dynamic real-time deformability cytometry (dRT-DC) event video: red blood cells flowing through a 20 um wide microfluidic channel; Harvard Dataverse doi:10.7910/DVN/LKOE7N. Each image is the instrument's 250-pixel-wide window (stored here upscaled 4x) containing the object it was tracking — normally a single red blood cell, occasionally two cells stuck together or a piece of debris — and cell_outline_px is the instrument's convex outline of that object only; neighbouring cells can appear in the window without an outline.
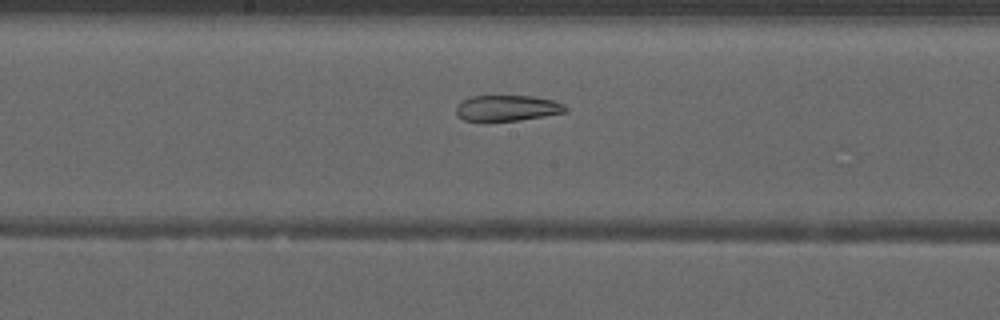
{"species": "common noctule bat (a hibernating species)", "species_latin": "Nyctalus noctula", "temperature_condition": "warm", "stored_images_in_passage": 52, "segment_of_instrument_passage": [2, 2], "camera_frame_rate_fps": 3000, "um_per_image_px": 0.085, "animal": {"sex": "male", "forearm_length_mm": 52.5}, "frame": {"image": 1, "passage_image": 28, "time_ms": 9.0, "image_size_px": [1000, 320], "cell_outline_px": [[568, 112], [520, 120], [464, 120], [456, 116], [456, 104], [472, 96], [532, 96], [552, 100], [564, 104], [568, 108]], "centroid_in_image_um": [43.13, 9.18], "position_along_channel_um": 205.1, "area_um2": 16.36}}
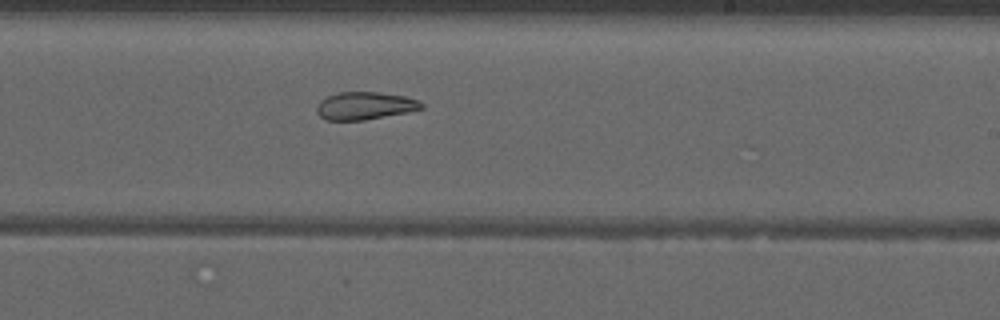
{"frame": {"image": 2, "passage_image": 32, "time_ms": 10.333, "image_size_px": [1000, 320], "cell_outline_px": [[424, 108], [408, 112], [364, 120], [324, 120], [316, 112], [316, 108], [320, 100], [328, 96], [340, 92], [376, 92], [404, 96], [416, 100], [424, 104]], "centroid_in_image_um": [30.99, 9.0], "position_along_channel_um": 258.0, "area_um2": 16.82}}
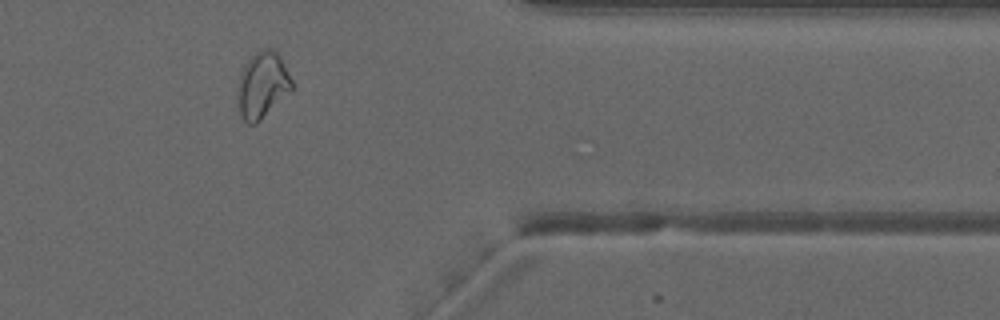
{"frame": {"image": 3, "passage_image": 43, "time_ms": 14.0, "image_size_px": [1000, 320], "cell_outline_px": [[292, 88], [256, 124], [248, 124], [244, 120], [240, 112], [240, 76], [244, 64], [260, 48], [272, 48], [280, 56], [292, 80]], "centroid_in_image_um": [22.32, 7.18], "position_along_channel_um": 389.1, "area_um2": 20.06}}